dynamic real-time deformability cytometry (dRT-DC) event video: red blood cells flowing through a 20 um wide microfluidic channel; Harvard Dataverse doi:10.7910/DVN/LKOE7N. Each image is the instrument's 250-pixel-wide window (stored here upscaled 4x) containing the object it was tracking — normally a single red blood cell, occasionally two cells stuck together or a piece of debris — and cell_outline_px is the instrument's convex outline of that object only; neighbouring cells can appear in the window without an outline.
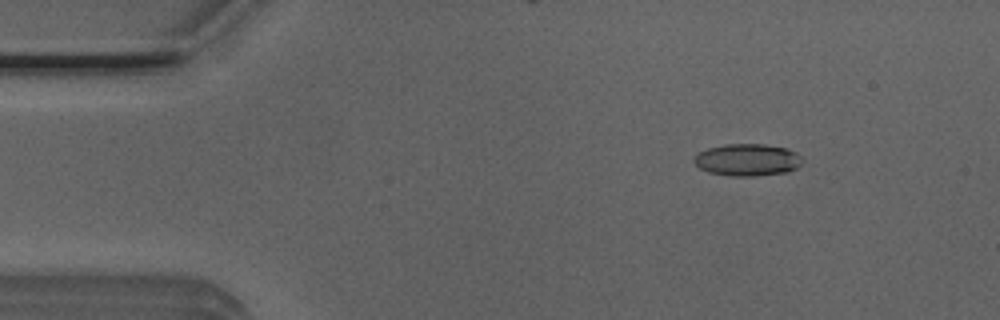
{"species": "Egyptian fruit bat (a non-hibernating species)", "species_latin": "Rousettus aegyptiacus", "temperature_condition": "room temperature", "stored_images_in_passage": 53, "camera_frame_rate_fps": 3000, "um_per_image_px": 0.085, "animal": {"sex": "male"}, "frame": {"image": 1, "passage_image": 7, "time_ms": 2.0, "image_size_px": [1000, 320], "cell_outline_px": [[800, 164], [796, 168], [788, 172], [752, 176], [732, 176], [708, 172], [700, 168], [692, 160], [700, 152], [708, 148], [724, 144], [764, 144], [784, 148], [796, 152], [800, 156]], "centroid_in_image_um": [63.51, 13.59], "position_along_channel_um": 21.5, "area_um2": 20.06}}
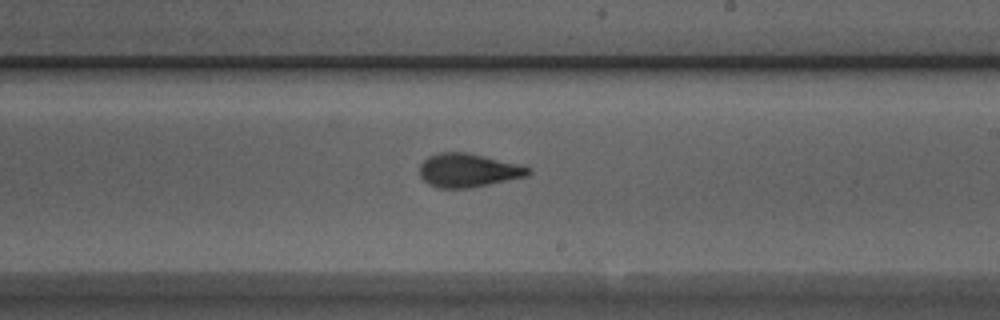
{"frame": {"image": 2, "passage_image": 30, "time_ms": 9.667, "image_size_px": [1000, 320], "cell_outline_px": [[532, 172], [528, 176], [472, 188], [440, 188], [428, 184], [420, 176], [420, 164], [428, 156], [440, 152], [464, 152], [484, 156], [532, 168]], "centroid_in_image_um": [39.79, 14.49], "position_along_channel_um": 249.2, "area_um2": 21.27}}
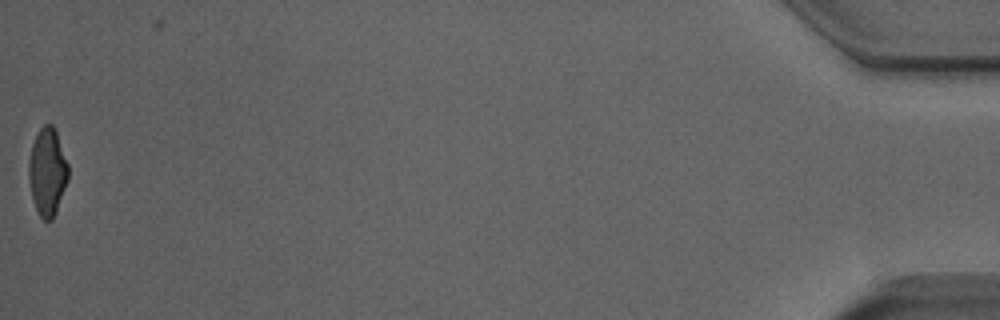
{"frame": {"image": 3, "passage_image": 52, "time_ms": 17.0, "image_size_px": [1000, 320], "cell_outline_px": [[68, 180], [56, 212], [52, 220], [44, 220], [40, 216], [36, 208], [32, 196], [28, 176], [28, 164], [32, 144], [40, 128], [44, 124], [52, 124], [56, 132], [68, 164]], "centroid_in_image_um": [4.03, 14.6], "position_along_channel_um": 431.2, "area_um2": 19.94}, "authors_computed_cell_mechanics": {"area_um2": 20.8658, "velocity_mm_per_s": 3.9389, "shape_relaxation_time_tau1_ms": 4.8655, "shape_relaxation_time_tau2_ms": 1.6733, "deformation_change_tau1": 0.1787, "deformation_change_tau2": 0.0761}}